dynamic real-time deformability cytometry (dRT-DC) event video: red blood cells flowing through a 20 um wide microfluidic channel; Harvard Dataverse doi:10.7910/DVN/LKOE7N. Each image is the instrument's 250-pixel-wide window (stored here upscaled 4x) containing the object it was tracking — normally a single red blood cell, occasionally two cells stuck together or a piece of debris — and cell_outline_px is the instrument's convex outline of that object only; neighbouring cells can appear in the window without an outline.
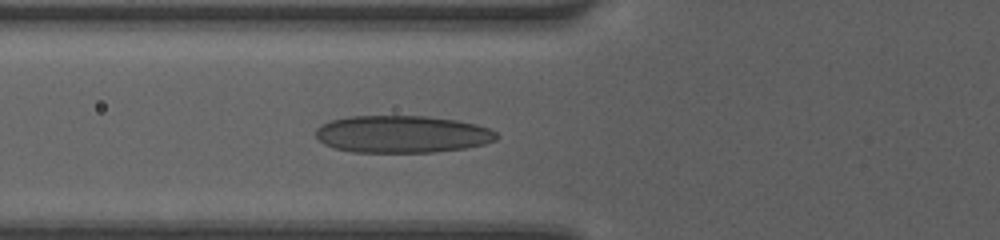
{"species": "human", "species_latin": "Homo sapiens", "temperature_condition": "room temperature", "stored_images_in_passage": 19, "camera_frame_rate_fps": 3000, "um_per_image_px": 0.085, "donor": {"sex": "female"}, "frame": {"image": 1, "passage_image": 7, "time_ms": 2.0, "image_size_px": [1000, 240], "cell_outline_px": [[500, 136], [496, 140], [484, 144], [464, 148], [432, 152], [352, 152], [336, 148], [324, 144], [316, 136], [316, 128], [320, 124], [332, 120], [348, 116], [428, 116], [456, 120], [476, 124], [488, 128], [496, 132]], "centroid_in_image_um": [34.18, 11.4], "position_along_channel_um": 91.6, "area_um2": 39.3}}
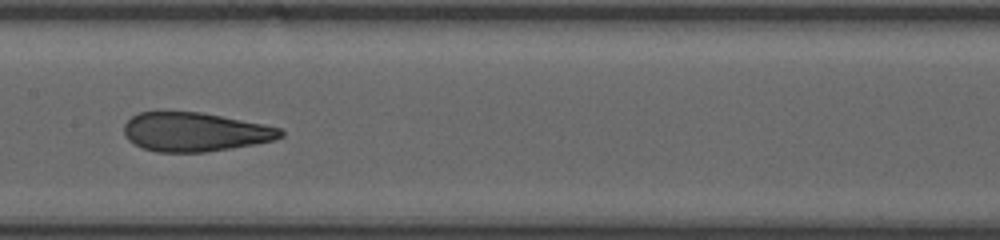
{"frame": {"image": 2, "passage_image": 14, "time_ms": 4.333, "image_size_px": [1000, 240], "cell_outline_px": [[284, 136], [276, 140], [256, 144], [232, 148], [204, 152], [156, 152], [144, 148], [128, 140], [124, 136], [124, 124], [132, 116], [140, 112], [200, 112], [264, 124], [280, 128], [284, 132]], "centroid_in_image_um": [16.59, 11.22], "position_along_channel_um": 190.8, "area_um2": 35.55}}
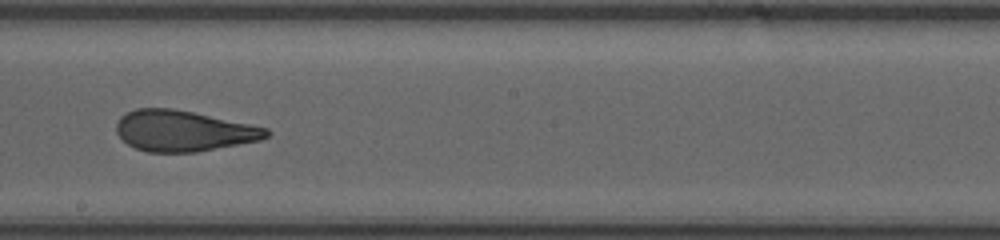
{"frame": {"image": 3, "passage_image": 17, "time_ms": 5.333, "image_size_px": [1000, 240], "cell_outline_px": [[272, 132], [268, 136], [260, 140], [196, 152], [148, 152], [136, 148], [128, 144], [116, 132], [116, 124], [120, 116], [136, 108], [172, 108], [192, 112], [268, 128]], "centroid_in_image_um": [15.58, 11.12], "position_along_channel_um": 232.6, "area_um2": 35.43}}